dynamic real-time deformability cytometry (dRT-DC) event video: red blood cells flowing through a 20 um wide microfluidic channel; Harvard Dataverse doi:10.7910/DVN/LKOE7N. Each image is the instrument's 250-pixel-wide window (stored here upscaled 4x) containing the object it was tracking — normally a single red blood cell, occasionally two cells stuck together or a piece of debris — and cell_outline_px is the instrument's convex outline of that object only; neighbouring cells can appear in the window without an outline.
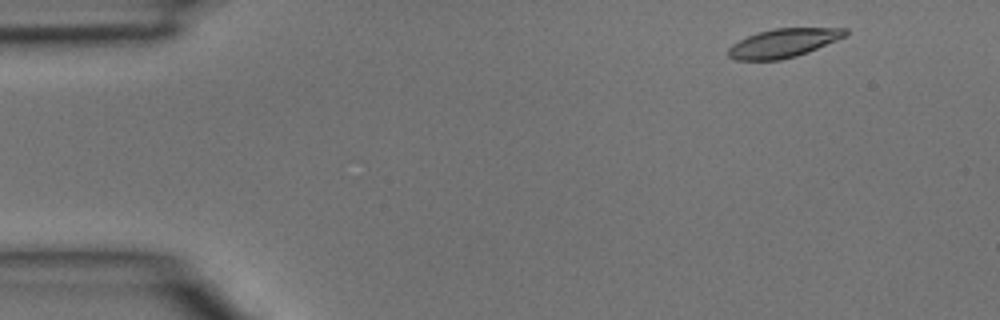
{"species": "common noctule bat (a hibernating species)", "species_latin": "Nyctalus noctula", "temperature_condition": "room temperature", "stored_images_in_passage": 3, "camera_frame_rate_fps": 3000, "um_per_image_px": 0.085, "animal": {"sex": "male", "body_mass_g": 15.6}, "frame": {"image": 1, "passage_image": 1, "time_ms": 0.0, "image_size_px": [1000, 320], "cell_outline_px": [[848, 36], [808, 52], [796, 56], [780, 60], [736, 60], [728, 56], [728, 48], [732, 44], [748, 36], [760, 32], [776, 28], [848, 28]], "centroid_in_image_um": [66.63, 3.66], "position_along_channel_um": 18.4, "area_um2": 19.59}}